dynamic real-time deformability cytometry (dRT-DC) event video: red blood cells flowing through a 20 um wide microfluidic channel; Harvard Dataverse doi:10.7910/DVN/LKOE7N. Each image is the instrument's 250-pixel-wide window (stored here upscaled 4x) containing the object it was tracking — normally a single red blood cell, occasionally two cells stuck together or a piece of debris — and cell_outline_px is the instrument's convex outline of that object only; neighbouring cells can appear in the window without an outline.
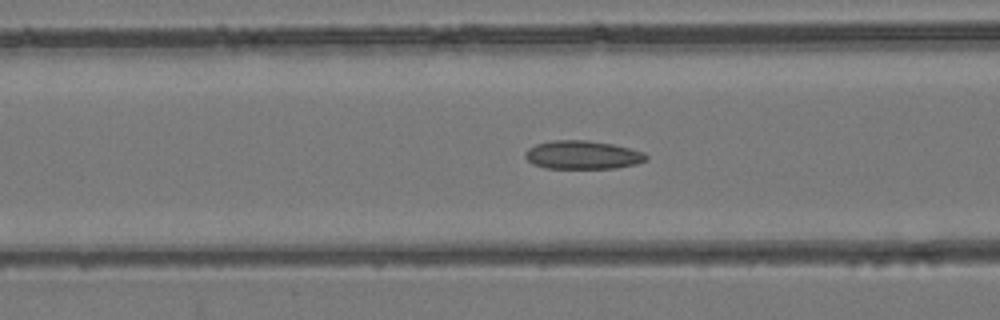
{"species": "common noctule bat (a hibernating species)", "species_latin": "Nyctalus noctula", "temperature_condition": "room temperature", "stored_images_in_passage": 49, "camera_frame_rate_fps": 3000, "um_per_image_px": 0.085, "animal": {"sex": "female", "body_mass_g": 24.6, "forearm_length_mm": 56.2}, "frame": {"image": 1, "passage_image": 20, "time_ms": 6.333, "image_size_px": [1000, 320], "cell_outline_px": [[648, 160], [636, 164], [616, 168], [544, 168], [532, 164], [524, 156], [524, 152], [528, 148], [536, 144], [552, 140], [588, 140], [612, 144], [644, 152], [648, 156]], "centroid_in_image_um": [49.5, 13.17], "position_along_channel_um": 117.1, "area_um2": 20.17}}
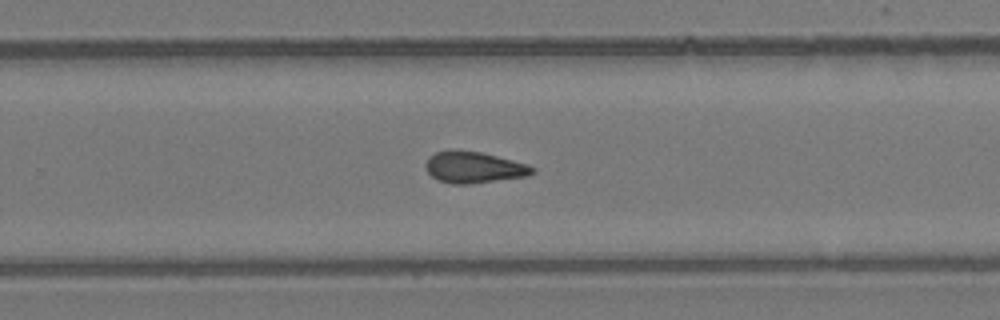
{"frame": {"image": 2, "passage_image": 32, "time_ms": 10.333, "image_size_px": [1000, 320], "cell_outline_px": [[536, 172], [528, 176], [472, 184], [452, 184], [436, 180], [428, 172], [424, 164], [428, 156], [436, 152], [448, 148], [456, 148], [480, 152], [528, 164], [536, 168]], "centroid_in_image_um": [40.25, 14.21], "position_along_channel_um": 289.6, "area_um2": 20.06}}
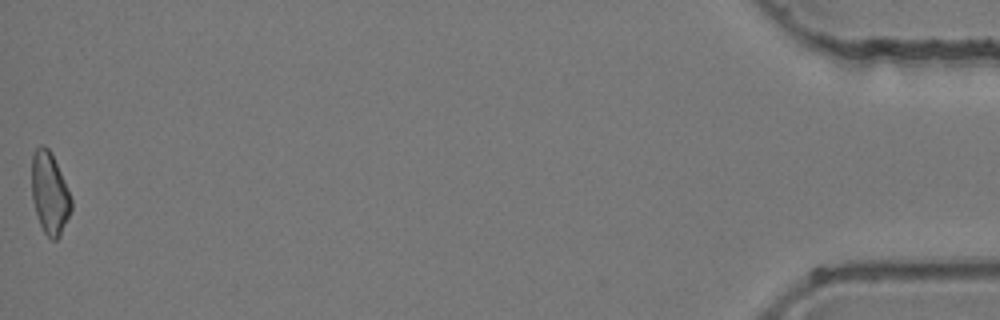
{"frame": {"image": 3, "passage_image": 49, "time_ms": 16.0, "image_size_px": [1000, 320], "cell_outline_px": [[72, 208], [60, 236], [56, 240], [52, 240], [44, 232], [40, 224], [32, 200], [32, 156], [36, 148], [40, 144], [44, 144], [48, 148], [60, 172], [72, 200]], "centroid_in_image_um": [4.21, 16.43], "position_along_channel_um": 431.0, "area_um2": 18.55}}